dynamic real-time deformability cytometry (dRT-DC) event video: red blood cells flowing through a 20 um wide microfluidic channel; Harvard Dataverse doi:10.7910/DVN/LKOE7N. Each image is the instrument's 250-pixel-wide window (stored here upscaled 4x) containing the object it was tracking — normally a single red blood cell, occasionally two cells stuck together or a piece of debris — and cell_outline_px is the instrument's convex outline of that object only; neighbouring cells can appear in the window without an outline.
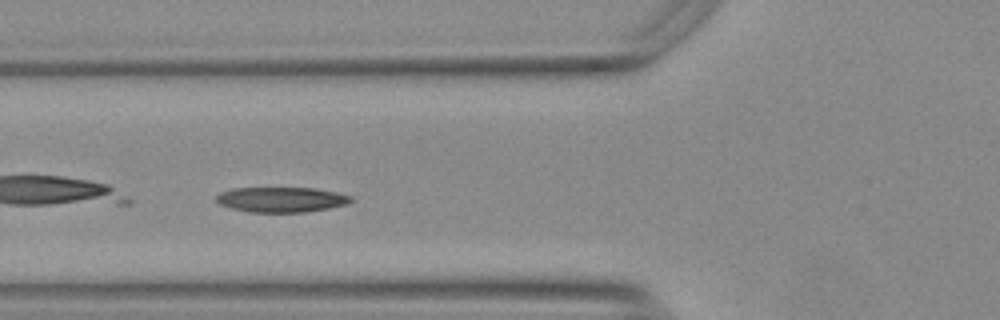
{"species": "Egyptian fruit bat (a non-hibernating species)", "species_latin": "Rousettus aegyptiacus", "temperature_condition": "warm", "stored_images_in_passage": 17, "camera_frame_rate_fps": 3000, "um_per_image_px": 0.085, "animal": {"sex": "female"}, "frame": {"image": 1, "passage_image": 12, "time_ms": 3.667, "image_size_px": [1000, 320], "cell_outline_px": [[352, 200], [348, 204], [328, 208], [304, 212], [248, 212], [232, 208], [220, 204], [216, 200], [216, 196], [220, 192], [232, 188], [316, 188], [336, 192], [352, 196]], "centroid_in_image_um": [23.91, 16.96], "position_along_channel_um": 101.9, "area_um2": 19.71}}